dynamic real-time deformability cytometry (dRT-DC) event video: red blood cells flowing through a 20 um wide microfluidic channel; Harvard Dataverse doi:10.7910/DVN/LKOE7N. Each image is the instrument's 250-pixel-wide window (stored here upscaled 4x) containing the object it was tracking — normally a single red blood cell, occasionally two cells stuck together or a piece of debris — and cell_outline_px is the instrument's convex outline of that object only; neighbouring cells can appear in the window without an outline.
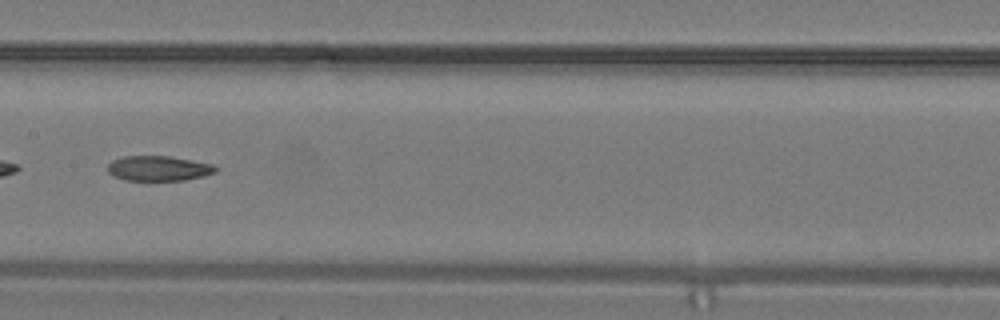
{"species": "common noctule bat (a hibernating species)", "species_latin": "Nyctalus noctula", "temperature_condition": "warm", "stored_images_in_passage": 11, "camera_frame_rate_fps": 3000, "um_per_image_px": 0.085, "animal": {"sex": "male", "body_mass_g": 19.2, "forearm_length_mm": 51.8}, "frame": {"image": 1, "passage_image": 8, "time_ms": 2.333, "image_size_px": [1000, 320], "cell_outline_px": [[216, 172], [204, 176], [184, 180], [124, 180], [112, 176], [108, 172], [108, 164], [112, 160], [124, 156], [168, 156], [212, 164], [216, 168]], "centroid_in_image_um": [13.44, 14.31], "position_along_channel_um": 194.0, "area_um2": 15.66}}
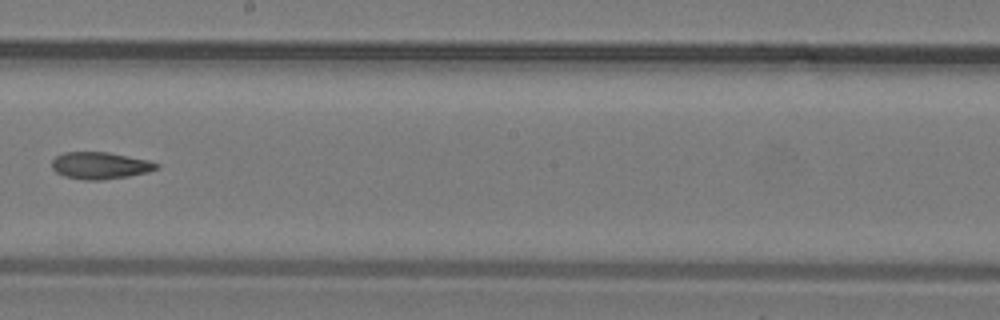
{"frame": {"image": 2, "passage_image": 10, "time_ms": 3.0, "image_size_px": [1000, 320], "cell_outline_px": [[160, 168], [148, 172], [128, 176], [100, 180], [84, 180], [64, 176], [56, 172], [52, 168], [52, 160], [56, 156], [64, 152], [108, 152], [148, 160], [160, 164]], "centroid_in_image_um": [8.52, 14.07], "position_along_channel_um": 239.7, "area_um2": 16.47}}